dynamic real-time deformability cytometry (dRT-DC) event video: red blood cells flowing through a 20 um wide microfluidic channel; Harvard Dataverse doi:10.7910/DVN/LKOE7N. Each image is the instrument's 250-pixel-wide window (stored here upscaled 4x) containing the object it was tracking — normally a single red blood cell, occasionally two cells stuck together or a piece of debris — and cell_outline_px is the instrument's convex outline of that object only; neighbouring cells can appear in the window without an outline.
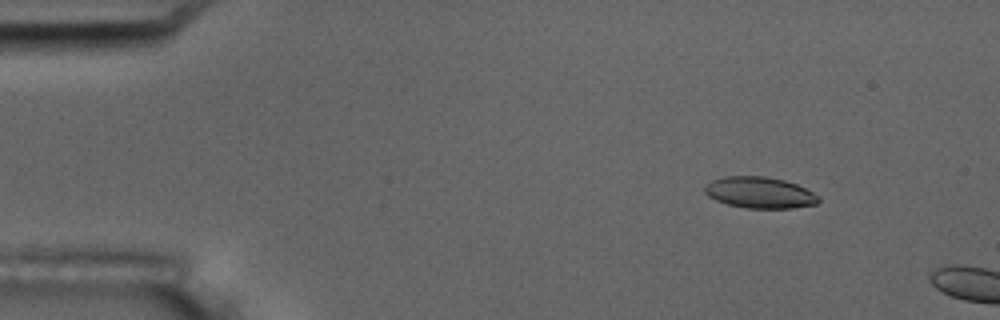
{"species": "common noctule bat (a hibernating species)", "species_latin": "Nyctalus noctula", "temperature_condition": "room temperature", "stored_images_in_passage": 2, "camera_frame_rate_fps": 3000, "um_per_image_px": 0.085, "animal": {"sex": "male", "body_mass_g": 17.5, "forearm_length_mm": 52.3}, "frame": {"image": 1, "passage_image": 1, "time_ms": 0.0, "image_size_px": [1000, 320], "cell_outline_px": [[820, 200], [816, 204], [792, 208], [748, 208], [728, 204], [716, 200], [708, 196], [704, 192], [704, 184], [712, 180], [724, 176], [764, 176], [784, 180], [796, 184], [820, 196]], "centroid_in_image_um": [64.55, 16.36], "position_along_channel_um": 20.4, "area_um2": 20.75}}